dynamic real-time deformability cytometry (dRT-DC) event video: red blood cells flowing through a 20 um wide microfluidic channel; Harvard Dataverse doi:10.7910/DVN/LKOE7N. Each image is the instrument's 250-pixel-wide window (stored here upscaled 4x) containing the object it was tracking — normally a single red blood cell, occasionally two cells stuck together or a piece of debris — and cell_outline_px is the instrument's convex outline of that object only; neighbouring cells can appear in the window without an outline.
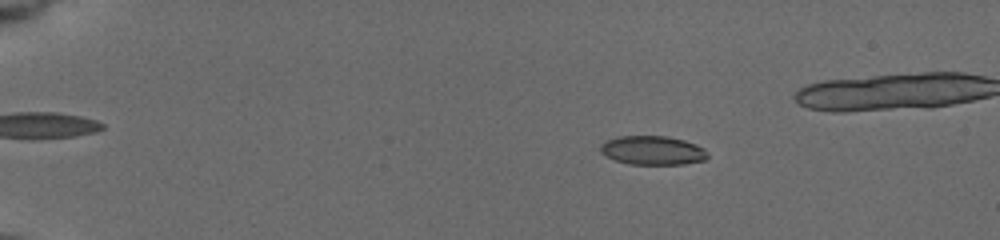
{"species": "common noctule bat (a hibernating species)", "species_latin": "Nyctalus noctula", "temperature_condition": "cold", "stored_images_in_passage": 53, "camera_frame_rate_fps": 3000, "um_per_image_px": 0.085, "animal": {"sex": "female", "body_mass_g": 19.5, "forearm_length_mm": 54.1}, "frame": {"image": 1, "passage_image": 11, "time_ms": 3.333, "image_size_px": [1000, 240], "cell_outline_px": [[708, 156], [704, 160], [684, 164], [628, 164], [604, 156], [600, 152], [600, 144], [616, 136], [668, 136], [684, 140], [696, 144], [704, 148], [708, 152]], "centroid_in_image_um": [55.46, 12.78], "position_along_channel_um": 29.5, "area_um2": 18.21}}
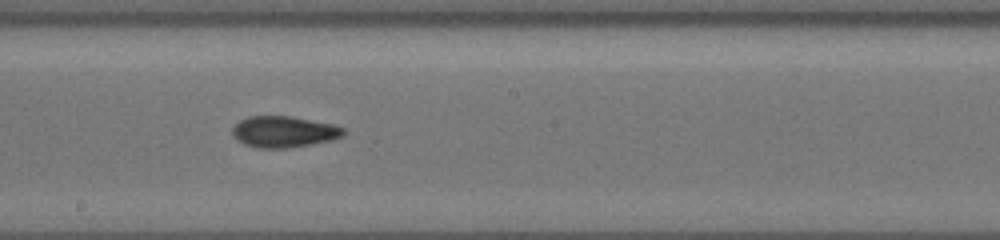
{"frame": {"image": 2, "passage_image": 34, "time_ms": 11.0, "image_size_px": [1000, 240], "cell_outline_px": [[344, 136], [332, 140], [312, 144], [288, 148], [256, 148], [244, 144], [236, 140], [232, 136], [232, 128], [240, 120], [248, 116], [292, 116], [332, 124], [344, 128]], "centroid_in_image_um": [24.11, 11.2], "position_along_channel_um": 224.1, "area_um2": 20.4}}
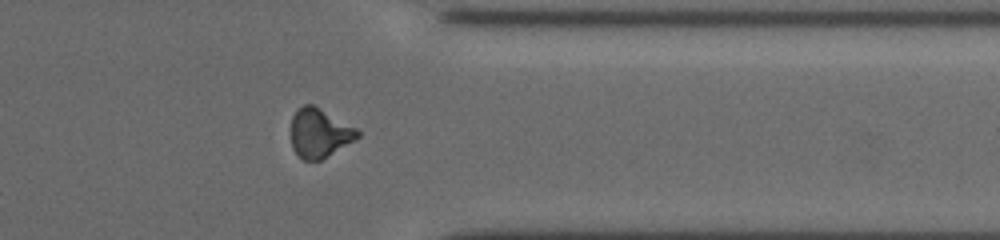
{"frame": {"image": 3, "passage_image": 47, "time_ms": 15.333, "image_size_px": [1000, 240], "cell_outline_px": [[360, 136], [356, 140], [320, 160], [304, 160], [292, 148], [292, 116], [304, 104], [312, 104], [320, 108], [356, 128], [360, 132]], "centroid_in_image_um": [27.17, 11.31], "position_along_channel_um": 384.2, "area_um2": 18.73}}